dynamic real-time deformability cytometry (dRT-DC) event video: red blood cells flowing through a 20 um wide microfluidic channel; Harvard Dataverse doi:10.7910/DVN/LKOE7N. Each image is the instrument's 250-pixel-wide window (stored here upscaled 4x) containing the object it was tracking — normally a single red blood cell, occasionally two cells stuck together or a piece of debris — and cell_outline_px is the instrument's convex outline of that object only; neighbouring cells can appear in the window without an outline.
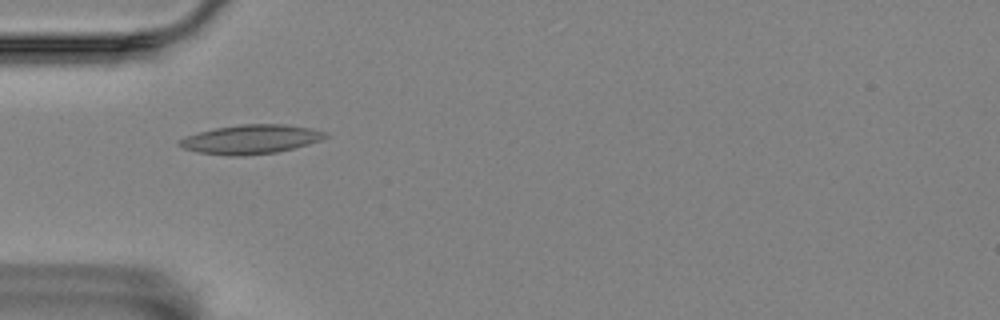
{"species": "Egyptian fruit bat (a non-hibernating species)", "species_latin": "Rousettus aegyptiacus", "temperature_condition": "room temperature", "stored_images_in_passage": 5, "camera_frame_rate_fps": 3000, "um_per_image_px": 0.085, "animal": {"sex": "female"}, "frame": {"image": 1, "passage_image": 4, "time_ms": 1.0, "image_size_px": [1000, 320], "cell_outline_px": [[328, 136], [320, 140], [308, 144], [276, 152], [240, 156], [228, 156], [200, 152], [184, 148], [176, 144], [176, 140], [184, 136], [216, 128], [240, 124], [288, 124], [312, 128], [328, 132]], "centroid_in_image_um": [21.31, 11.83], "position_along_channel_um": 63.7, "area_um2": 24.8}}
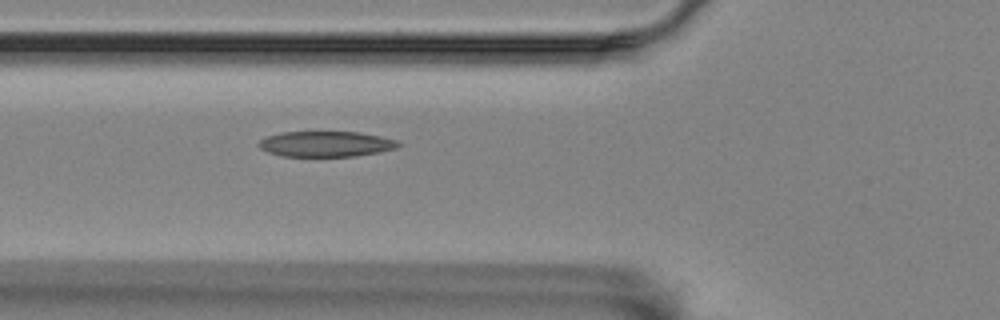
{"frame": {"image": 2, "passage_image": 5, "time_ms": 1.333, "image_size_px": [1000, 320], "cell_outline_px": [[404, 144], [396, 148], [380, 152], [356, 156], [284, 156], [268, 152], [260, 148], [256, 144], [260, 140], [268, 136], [280, 132], [360, 132], [380, 136], [396, 140]], "centroid_in_image_um": [27.73, 12.23], "position_along_channel_um": 98.1, "area_um2": 20.81}}